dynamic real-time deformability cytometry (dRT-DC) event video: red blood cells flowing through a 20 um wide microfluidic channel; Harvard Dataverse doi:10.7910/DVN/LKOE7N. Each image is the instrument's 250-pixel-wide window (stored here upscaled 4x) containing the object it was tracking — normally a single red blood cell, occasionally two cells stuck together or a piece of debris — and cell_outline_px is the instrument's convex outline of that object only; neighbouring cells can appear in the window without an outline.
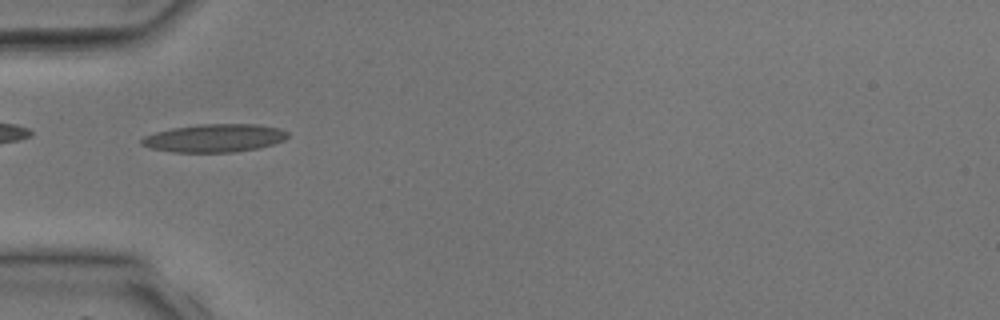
{"species": "common noctule bat (a hibernating species)", "species_latin": "Nyctalus noctula", "temperature_condition": "room temperature", "stored_images_in_passage": 39, "camera_frame_rate_fps": 3000, "um_per_image_px": 0.085, "animal": {"sex": "male", "body_mass_g": 17.9, "forearm_length_mm": 54.2}, "frame": {"image": 1, "passage_image": 12, "time_ms": 3.667, "image_size_px": [1000, 320], "cell_outline_px": [[288, 136], [284, 140], [272, 144], [256, 148], [232, 152], [172, 152], [152, 148], [140, 144], [140, 140], [144, 136], [156, 132], [172, 128], [196, 124], [260, 124], [280, 128], [288, 132]], "centroid_in_image_um": [18.23, 11.72], "position_along_channel_um": 66.8, "area_um2": 23.87}}
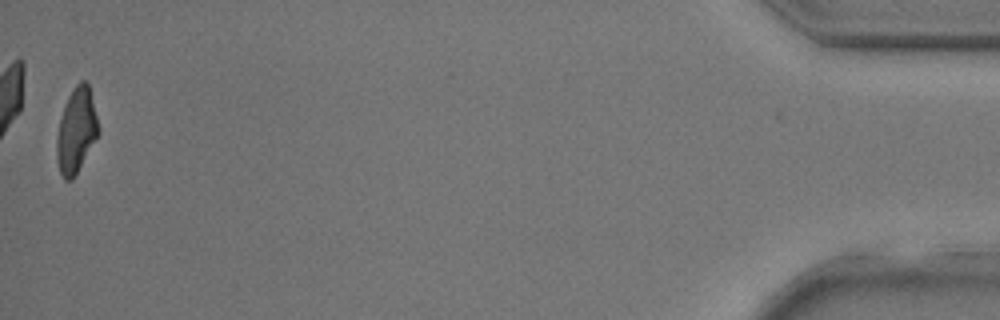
{"frame": {"image": 2, "passage_image": 38, "time_ms": 12.333, "image_size_px": [1000, 320], "cell_outline_px": [[100, 132], [72, 180], [64, 180], [60, 172], [56, 156], [56, 136], [60, 120], [68, 96], [76, 84], [80, 80], [84, 80], [88, 84], [100, 128]], "centroid_in_image_um": [6.48, 11.09], "position_along_channel_um": 428.7, "area_um2": 20.4}}